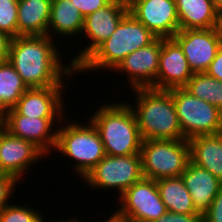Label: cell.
<instances>
[{
    "label": "cell",
    "instance_id": "24",
    "mask_svg": "<svg viewBox=\"0 0 222 222\" xmlns=\"http://www.w3.org/2000/svg\"><path fill=\"white\" fill-rule=\"evenodd\" d=\"M28 87L19 73L6 60L0 63V111L4 114L13 109Z\"/></svg>",
    "mask_w": 222,
    "mask_h": 222
},
{
    "label": "cell",
    "instance_id": "4",
    "mask_svg": "<svg viewBox=\"0 0 222 222\" xmlns=\"http://www.w3.org/2000/svg\"><path fill=\"white\" fill-rule=\"evenodd\" d=\"M156 38V35L128 12L114 33L76 68V74L100 69L113 71L126 56L149 45Z\"/></svg>",
    "mask_w": 222,
    "mask_h": 222
},
{
    "label": "cell",
    "instance_id": "18",
    "mask_svg": "<svg viewBox=\"0 0 222 222\" xmlns=\"http://www.w3.org/2000/svg\"><path fill=\"white\" fill-rule=\"evenodd\" d=\"M181 178L192 197L196 211L203 215L222 188V182L211 172L191 161H189Z\"/></svg>",
    "mask_w": 222,
    "mask_h": 222
},
{
    "label": "cell",
    "instance_id": "13",
    "mask_svg": "<svg viewBox=\"0 0 222 222\" xmlns=\"http://www.w3.org/2000/svg\"><path fill=\"white\" fill-rule=\"evenodd\" d=\"M161 49L162 38L157 37L149 45L126 56L113 71H120L127 76L130 90L149 87L156 89Z\"/></svg>",
    "mask_w": 222,
    "mask_h": 222
},
{
    "label": "cell",
    "instance_id": "6",
    "mask_svg": "<svg viewBox=\"0 0 222 222\" xmlns=\"http://www.w3.org/2000/svg\"><path fill=\"white\" fill-rule=\"evenodd\" d=\"M140 155L143 178L156 181L181 176L190 161V147L187 139L143 140Z\"/></svg>",
    "mask_w": 222,
    "mask_h": 222
},
{
    "label": "cell",
    "instance_id": "7",
    "mask_svg": "<svg viewBox=\"0 0 222 222\" xmlns=\"http://www.w3.org/2000/svg\"><path fill=\"white\" fill-rule=\"evenodd\" d=\"M184 139L222 132V111L183 88L170 89Z\"/></svg>",
    "mask_w": 222,
    "mask_h": 222
},
{
    "label": "cell",
    "instance_id": "23",
    "mask_svg": "<svg viewBox=\"0 0 222 222\" xmlns=\"http://www.w3.org/2000/svg\"><path fill=\"white\" fill-rule=\"evenodd\" d=\"M156 183L167 211L182 214H199L181 176L159 179L156 180Z\"/></svg>",
    "mask_w": 222,
    "mask_h": 222
},
{
    "label": "cell",
    "instance_id": "35",
    "mask_svg": "<svg viewBox=\"0 0 222 222\" xmlns=\"http://www.w3.org/2000/svg\"><path fill=\"white\" fill-rule=\"evenodd\" d=\"M213 1L216 13L220 17L222 15V0H213Z\"/></svg>",
    "mask_w": 222,
    "mask_h": 222
},
{
    "label": "cell",
    "instance_id": "1",
    "mask_svg": "<svg viewBox=\"0 0 222 222\" xmlns=\"http://www.w3.org/2000/svg\"><path fill=\"white\" fill-rule=\"evenodd\" d=\"M53 40L49 35L11 38L7 60L28 88L65 86L63 77L70 78L76 73L69 63L63 66L62 54Z\"/></svg>",
    "mask_w": 222,
    "mask_h": 222
},
{
    "label": "cell",
    "instance_id": "10",
    "mask_svg": "<svg viewBox=\"0 0 222 222\" xmlns=\"http://www.w3.org/2000/svg\"><path fill=\"white\" fill-rule=\"evenodd\" d=\"M128 12L126 5L110 1L104 7L84 18L82 35H85V38L87 37V40L91 42L87 43L88 46L80 50L69 64L76 69L102 42L114 33Z\"/></svg>",
    "mask_w": 222,
    "mask_h": 222
},
{
    "label": "cell",
    "instance_id": "12",
    "mask_svg": "<svg viewBox=\"0 0 222 222\" xmlns=\"http://www.w3.org/2000/svg\"><path fill=\"white\" fill-rule=\"evenodd\" d=\"M172 38L182 48L193 73L205 72L222 45L218 27L179 30Z\"/></svg>",
    "mask_w": 222,
    "mask_h": 222
},
{
    "label": "cell",
    "instance_id": "3",
    "mask_svg": "<svg viewBox=\"0 0 222 222\" xmlns=\"http://www.w3.org/2000/svg\"><path fill=\"white\" fill-rule=\"evenodd\" d=\"M89 120L99 132L106 155L140 154L141 138L136 116L128 103H104Z\"/></svg>",
    "mask_w": 222,
    "mask_h": 222
},
{
    "label": "cell",
    "instance_id": "19",
    "mask_svg": "<svg viewBox=\"0 0 222 222\" xmlns=\"http://www.w3.org/2000/svg\"><path fill=\"white\" fill-rule=\"evenodd\" d=\"M190 161L211 172L222 182V132L188 139Z\"/></svg>",
    "mask_w": 222,
    "mask_h": 222
},
{
    "label": "cell",
    "instance_id": "36",
    "mask_svg": "<svg viewBox=\"0 0 222 222\" xmlns=\"http://www.w3.org/2000/svg\"><path fill=\"white\" fill-rule=\"evenodd\" d=\"M43 222H46V219H45ZM50 222H51V221H50ZM52 222H82V221L80 220V218H79V219H78V218H72V219H70V220H69V218H67V220H65V219H64V220H63V219L61 220V219H60L59 221H58V220H55V221H52Z\"/></svg>",
    "mask_w": 222,
    "mask_h": 222
},
{
    "label": "cell",
    "instance_id": "2",
    "mask_svg": "<svg viewBox=\"0 0 222 222\" xmlns=\"http://www.w3.org/2000/svg\"><path fill=\"white\" fill-rule=\"evenodd\" d=\"M136 99L132 108L143 140L184 139L170 90L149 88L133 89Z\"/></svg>",
    "mask_w": 222,
    "mask_h": 222
},
{
    "label": "cell",
    "instance_id": "33",
    "mask_svg": "<svg viewBox=\"0 0 222 222\" xmlns=\"http://www.w3.org/2000/svg\"><path fill=\"white\" fill-rule=\"evenodd\" d=\"M11 37L0 31V63L8 59Z\"/></svg>",
    "mask_w": 222,
    "mask_h": 222
},
{
    "label": "cell",
    "instance_id": "14",
    "mask_svg": "<svg viewBox=\"0 0 222 222\" xmlns=\"http://www.w3.org/2000/svg\"><path fill=\"white\" fill-rule=\"evenodd\" d=\"M128 10L157 37L172 38L180 30L175 0H133Z\"/></svg>",
    "mask_w": 222,
    "mask_h": 222
},
{
    "label": "cell",
    "instance_id": "28",
    "mask_svg": "<svg viewBox=\"0 0 222 222\" xmlns=\"http://www.w3.org/2000/svg\"><path fill=\"white\" fill-rule=\"evenodd\" d=\"M17 184H20L19 180L14 176L0 173V211L11 204L9 201L10 198L12 199V193L14 192L15 186H18Z\"/></svg>",
    "mask_w": 222,
    "mask_h": 222
},
{
    "label": "cell",
    "instance_id": "9",
    "mask_svg": "<svg viewBox=\"0 0 222 222\" xmlns=\"http://www.w3.org/2000/svg\"><path fill=\"white\" fill-rule=\"evenodd\" d=\"M115 214L130 222H153L167 212L155 180L142 178L117 199Z\"/></svg>",
    "mask_w": 222,
    "mask_h": 222
},
{
    "label": "cell",
    "instance_id": "37",
    "mask_svg": "<svg viewBox=\"0 0 222 222\" xmlns=\"http://www.w3.org/2000/svg\"><path fill=\"white\" fill-rule=\"evenodd\" d=\"M110 1L119 2L128 7L132 3L133 0H110Z\"/></svg>",
    "mask_w": 222,
    "mask_h": 222
},
{
    "label": "cell",
    "instance_id": "17",
    "mask_svg": "<svg viewBox=\"0 0 222 222\" xmlns=\"http://www.w3.org/2000/svg\"><path fill=\"white\" fill-rule=\"evenodd\" d=\"M65 86L28 88L14 109L23 116L33 118H66L62 90Z\"/></svg>",
    "mask_w": 222,
    "mask_h": 222
},
{
    "label": "cell",
    "instance_id": "29",
    "mask_svg": "<svg viewBox=\"0 0 222 222\" xmlns=\"http://www.w3.org/2000/svg\"><path fill=\"white\" fill-rule=\"evenodd\" d=\"M202 222H222V188L215 196L209 209L202 215Z\"/></svg>",
    "mask_w": 222,
    "mask_h": 222
},
{
    "label": "cell",
    "instance_id": "15",
    "mask_svg": "<svg viewBox=\"0 0 222 222\" xmlns=\"http://www.w3.org/2000/svg\"><path fill=\"white\" fill-rule=\"evenodd\" d=\"M43 156L46 157L31 141L12 136L3 127L0 129V173L10 174L20 180L24 172H28L29 167Z\"/></svg>",
    "mask_w": 222,
    "mask_h": 222
},
{
    "label": "cell",
    "instance_id": "27",
    "mask_svg": "<svg viewBox=\"0 0 222 222\" xmlns=\"http://www.w3.org/2000/svg\"><path fill=\"white\" fill-rule=\"evenodd\" d=\"M18 0H0V31L17 37Z\"/></svg>",
    "mask_w": 222,
    "mask_h": 222
},
{
    "label": "cell",
    "instance_id": "20",
    "mask_svg": "<svg viewBox=\"0 0 222 222\" xmlns=\"http://www.w3.org/2000/svg\"><path fill=\"white\" fill-rule=\"evenodd\" d=\"M52 0H18L17 36L47 35Z\"/></svg>",
    "mask_w": 222,
    "mask_h": 222
},
{
    "label": "cell",
    "instance_id": "21",
    "mask_svg": "<svg viewBox=\"0 0 222 222\" xmlns=\"http://www.w3.org/2000/svg\"><path fill=\"white\" fill-rule=\"evenodd\" d=\"M179 29H209L219 25L213 0H175Z\"/></svg>",
    "mask_w": 222,
    "mask_h": 222
},
{
    "label": "cell",
    "instance_id": "32",
    "mask_svg": "<svg viewBox=\"0 0 222 222\" xmlns=\"http://www.w3.org/2000/svg\"><path fill=\"white\" fill-rule=\"evenodd\" d=\"M205 73L219 81H222V45L219 47L215 58L213 59Z\"/></svg>",
    "mask_w": 222,
    "mask_h": 222
},
{
    "label": "cell",
    "instance_id": "31",
    "mask_svg": "<svg viewBox=\"0 0 222 222\" xmlns=\"http://www.w3.org/2000/svg\"><path fill=\"white\" fill-rule=\"evenodd\" d=\"M153 222H202L201 214H182L167 211Z\"/></svg>",
    "mask_w": 222,
    "mask_h": 222
},
{
    "label": "cell",
    "instance_id": "25",
    "mask_svg": "<svg viewBox=\"0 0 222 222\" xmlns=\"http://www.w3.org/2000/svg\"><path fill=\"white\" fill-rule=\"evenodd\" d=\"M184 88L193 96L222 111V81L207 75L205 72L194 73Z\"/></svg>",
    "mask_w": 222,
    "mask_h": 222
},
{
    "label": "cell",
    "instance_id": "38",
    "mask_svg": "<svg viewBox=\"0 0 222 222\" xmlns=\"http://www.w3.org/2000/svg\"><path fill=\"white\" fill-rule=\"evenodd\" d=\"M218 29L221 35V39H222V15L219 17V25H218Z\"/></svg>",
    "mask_w": 222,
    "mask_h": 222
},
{
    "label": "cell",
    "instance_id": "11",
    "mask_svg": "<svg viewBox=\"0 0 222 222\" xmlns=\"http://www.w3.org/2000/svg\"><path fill=\"white\" fill-rule=\"evenodd\" d=\"M64 119L26 117L13 108L3 114V128L12 136L31 141L48 156L52 150L54 152L57 142V127L54 130L53 126L56 121L63 126Z\"/></svg>",
    "mask_w": 222,
    "mask_h": 222
},
{
    "label": "cell",
    "instance_id": "8",
    "mask_svg": "<svg viewBox=\"0 0 222 222\" xmlns=\"http://www.w3.org/2000/svg\"><path fill=\"white\" fill-rule=\"evenodd\" d=\"M143 178L141 155L128 156L106 155L82 179L91 189H113L118 191V198L134 183ZM115 188V189H114Z\"/></svg>",
    "mask_w": 222,
    "mask_h": 222
},
{
    "label": "cell",
    "instance_id": "5",
    "mask_svg": "<svg viewBox=\"0 0 222 222\" xmlns=\"http://www.w3.org/2000/svg\"><path fill=\"white\" fill-rule=\"evenodd\" d=\"M55 151L77 163L73 168L82 179L106 156L99 132L89 119L87 125L67 121L57 128Z\"/></svg>",
    "mask_w": 222,
    "mask_h": 222
},
{
    "label": "cell",
    "instance_id": "39",
    "mask_svg": "<svg viewBox=\"0 0 222 222\" xmlns=\"http://www.w3.org/2000/svg\"><path fill=\"white\" fill-rule=\"evenodd\" d=\"M3 127V113L0 111V129Z\"/></svg>",
    "mask_w": 222,
    "mask_h": 222
},
{
    "label": "cell",
    "instance_id": "16",
    "mask_svg": "<svg viewBox=\"0 0 222 222\" xmlns=\"http://www.w3.org/2000/svg\"><path fill=\"white\" fill-rule=\"evenodd\" d=\"M193 74L179 44L173 38H162L156 89L183 88Z\"/></svg>",
    "mask_w": 222,
    "mask_h": 222
},
{
    "label": "cell",
    "instance_id": "34",
    "mask_svg": "<svg viewBox=\"0 0 222 222\" xmlns=\"http://www.w3.org/2000/svg\"><path fill=\"white\" fill-rule=\"evenodd\" d=\"M105 222H130L127 219H123L121 217H118L114 212L111 216L108 217V219L103 220Z\"/></svg>",
    "mask_w": 222,
    "mask_h": 222
},
{
    "label": "cell",
    "instance_id": "26",
    "mask_svg": "<svg viewBox=\"0 0 222 222\" xmlns=\"http://www.w3.org/2000/svg\"><path fill=\"white\" fill-rule=\"evenodd\" d=\"M9 204L0 211V222H43L41 212L33 207ZM40 213V214H39Z\"/></svg>",
    "mask_w": 222,
    "mask_h": 222
},
{
    "label": "cell",
    "instance_id": "22",
    "mask_svg": "<svg viewBox=\"0 0 222 222\" xmlns=\"http://www.w3.org/2000/svg\"><path fill=\"white\" fill-rule=\"evenodd\" d=\"M83 25L84 17L70 0H52L47 35L53 39L56 34L61 39L68 36L74 38L81 36Z\"/></svg>",
    "mask_w": 222,
    "mask_h": 222
},
{
    "label": "cell",
    "instance_id": "30",
    "mask_svg": "<svg viewBox=\"0 0 222 222\" xmlns=\"http://www.w3.org/2000/svg\"><path fill=\"white\" fill-rule=\"evenodd\" d=\"M80 11L81 15L86 18L88 15L107 5L110 0H70Z\"/></svg>",
    "mask_w": 222,
    "mask_h": 222
}]
</instances>
